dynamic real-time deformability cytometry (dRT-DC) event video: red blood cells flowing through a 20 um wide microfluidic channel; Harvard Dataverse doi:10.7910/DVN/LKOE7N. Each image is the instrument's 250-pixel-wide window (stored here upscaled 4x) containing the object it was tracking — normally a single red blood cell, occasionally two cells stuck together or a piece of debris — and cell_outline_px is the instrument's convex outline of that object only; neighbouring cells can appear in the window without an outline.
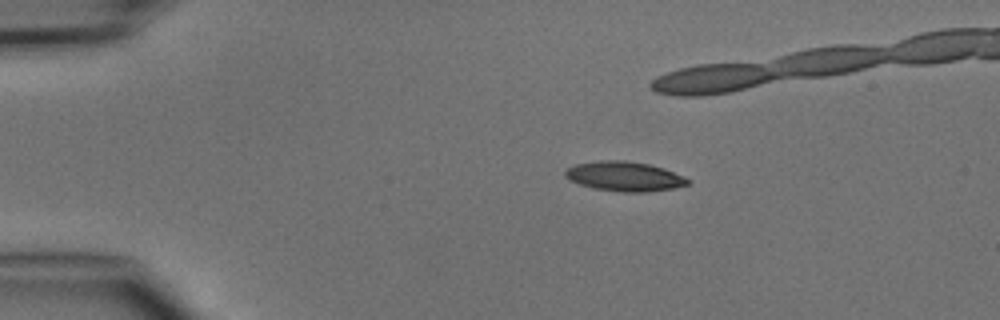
{"species": "common noctule bat (a hibernating species)", "species_latin": "Nyctalus noctula", "temperature_condition": "cold", "stored_images_in_passage": 6, "camera_frame_rate_fps": 3000, "um_per_image_px": 0.085, "animal": {"sex": "male", "body_mass_g": 15.6}, "frame": {"image": 1, "passage_image": 2, "time_ms": 1.0, "image_size_px": [1000, 320], "cell_outline_px": [[692, 180], [688, 184], [672, 188], [648, 192], [624, 192], [596, 188], [580, 184], [568, 180], [564, 176], [564, 172], [568, 168], [576, 164], [600, 160], [624, 160], [648, 164], [664, 168], [684, 176]], "centroid_in_image_um": [53.09, 14.98], "position_along_channel_um": 31.9, "area_um2": 21.1}}